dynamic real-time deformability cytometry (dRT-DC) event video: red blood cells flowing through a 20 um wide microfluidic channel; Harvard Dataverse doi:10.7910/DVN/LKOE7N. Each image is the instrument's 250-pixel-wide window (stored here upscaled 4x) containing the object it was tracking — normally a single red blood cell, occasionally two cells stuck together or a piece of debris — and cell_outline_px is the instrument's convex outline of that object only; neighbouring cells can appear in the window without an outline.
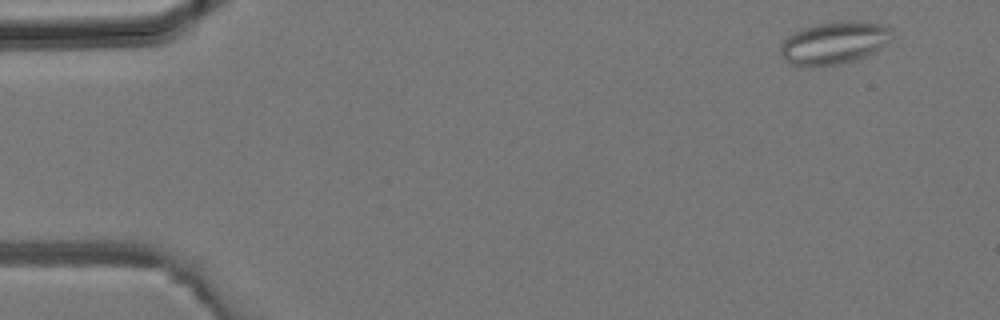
{"species": "common noctule bat (a hibernating species)", "species_latin": "Nyctalus noctula", "temperature_condition": "room temperature", "stored_images_in_passage": 4, "camera_frame_rate_fps": 3000, "um_per_image_px": 0.085, "animal": {"sex": "male", "body_mass_g": 19.2, "forearm_length_mm": 51.8}, "frame": {"image": 1, "passage_image": 1, "time_ms": 0.0, "image_size_px": [1000, 320], "cell_outline_px": [[892, 28], [888, 40], [880, 48], [864, 56], [840, 64], [808, 68], [800, 68], [788, 64], [780, 56], [780, 44], [792, 32], [800, 28], [816, 24], [840, 20], [856, 20], [884, 24]], "centroid_in_image_um": [70.8, 3.65], "position_along_channel_um": 14.2, "area_um2": 28.21}}